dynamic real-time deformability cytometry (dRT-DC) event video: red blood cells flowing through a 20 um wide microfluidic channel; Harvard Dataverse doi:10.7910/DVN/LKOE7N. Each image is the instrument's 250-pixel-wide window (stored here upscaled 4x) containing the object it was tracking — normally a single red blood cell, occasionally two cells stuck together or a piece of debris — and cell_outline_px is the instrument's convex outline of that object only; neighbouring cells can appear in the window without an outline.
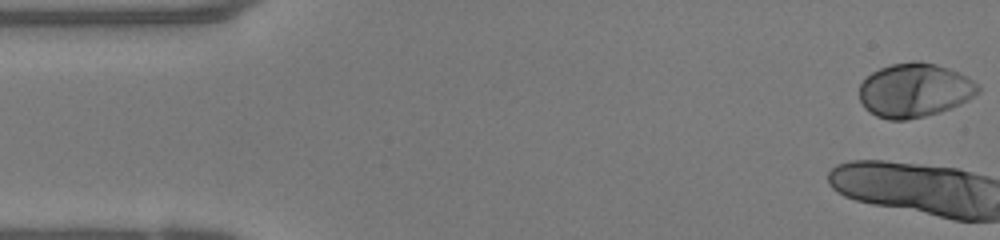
{"species": "human", "species_latin": "Homo sapiens", "temperature_condition": "warm", "stored_images_in_passage": 14, "camera_frame_rate_fps": 3000, "um_per_image_px": 0.085, "donor": {"sex": "female"}, "frame": {"image": 1, "passage_image": 1, "time_ms": 0.0, "image_size_px": [1000, 240], "cell_outline_px": [[980, 92], [960, 104], [924, 116], [904, 120], [888, 120], [876, 116], [864, 108], [860, 100], [860, 84], [872, 72], [880, 68], [892, 64], [912, 60], [920, 60], [936, 64], [948, 68], [972, 80], [980, 88]], "centroid_in_image_um": [77.7, 7.66], "position_along_channel_um": 7.3, "area_um2": 37.11}}